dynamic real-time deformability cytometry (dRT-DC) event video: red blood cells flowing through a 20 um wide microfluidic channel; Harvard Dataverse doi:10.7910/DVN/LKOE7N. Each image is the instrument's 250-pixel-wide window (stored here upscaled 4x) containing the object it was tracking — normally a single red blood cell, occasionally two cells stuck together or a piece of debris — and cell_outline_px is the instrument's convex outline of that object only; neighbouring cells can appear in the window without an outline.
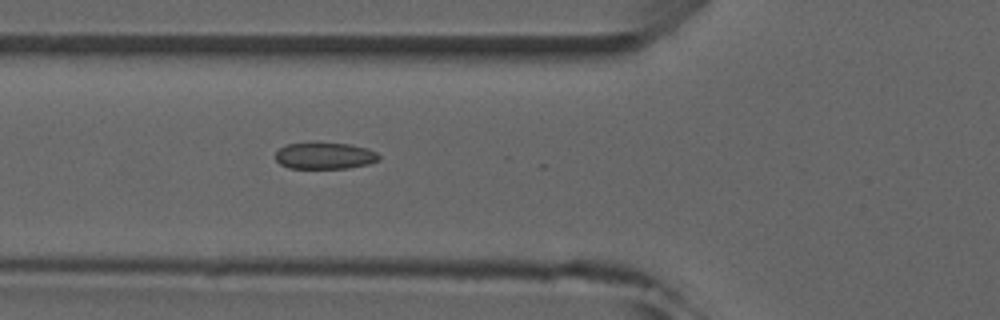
{"species": "common noctule bat (a hibernating species)", "species_latin": "Nyctalus noctula", "temperature_condition": "room temperature", "stored_images_in_passage": 5, "camera_frame_rate_fps": 3000, "um_per_image_px": 0.085, "animal": {"sex": "male", "forearm_length_mm": 52.5}, "frame": {"image": 1, "passage_image": 5, "time_ms": 6.333, "image_size_px": [1000, 320], "cell_outline_px": [[380, 160], [368, 164], [348, 168], [288, 168], [280, 164], [276, 160], [276, 152], [284, 144], [312, 140], [352, 144], [368, 148], [376, 152], [380, 156]], "centroid_in_image_um": [27.59, 13.19], "position_along_channel_um": 98.2, "area_um2": 16.82}}